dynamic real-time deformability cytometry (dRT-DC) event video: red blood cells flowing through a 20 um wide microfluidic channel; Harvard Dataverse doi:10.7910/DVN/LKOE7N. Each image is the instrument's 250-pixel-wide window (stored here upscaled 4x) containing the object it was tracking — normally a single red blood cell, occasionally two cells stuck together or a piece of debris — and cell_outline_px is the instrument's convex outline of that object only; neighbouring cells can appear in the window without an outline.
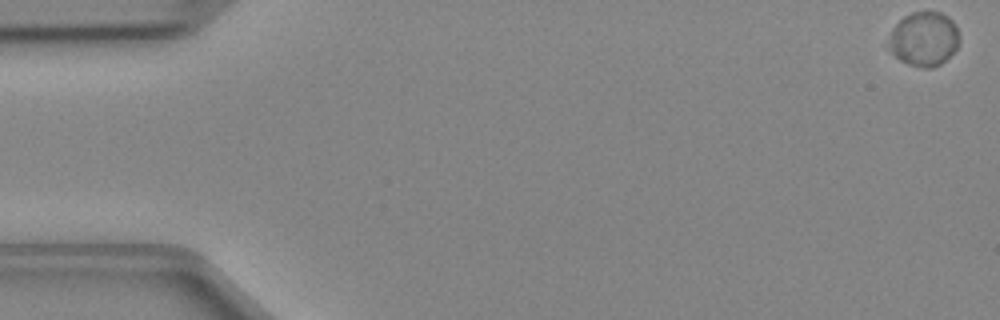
{"species": "Egyptian fruit bat (a non-hibernating species)", "species_latin": "Rousettus aegyptiacus", "temperature_condition": "cold", "stored_images_in_passage": 48, "camera_frame_rate_fps": 3000, "um_per_image_px": 0.085, "animal": {"sex": "female"}, "frame": {"image": 1, "passage_image": 1, "time_ms": 0.0, "image_size_px": [1000, 320], "cell_outline_px": [[960, 40], [956, 48], [940, 64], [932, 68], [920, 68], [908, 64], [900, 60], [888, 48], [888, 44], [892, 28], [904, 16], [912, 12], [940, 12], [948, 16], [956, 24], [960, 36]], "centroid_in_image_um": [78.55, 3.31], "position_along_channel_um": 6.5, "area_um2": 22.43}}
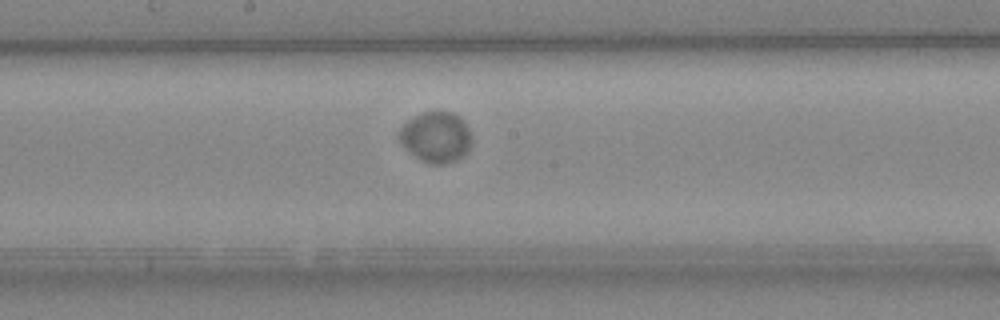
{"frame": {"image": 2, "passage_image": 26, "time_ms": 8.333, "image_size_px": [1000, 320], "cell_outline_px": [[472, 140], [464, 156], [456, 160], [444, 164], [432, 164], [420, 160], [400, 144], [396, 136], [400, 128], [408, 120], [424, 112], [452, 112], [464, 120], [472, 136]], "centroid_in_image_um": [37.04, 11.66], "position_along_channel_um": 211.2, "area_um2": 21.5}}
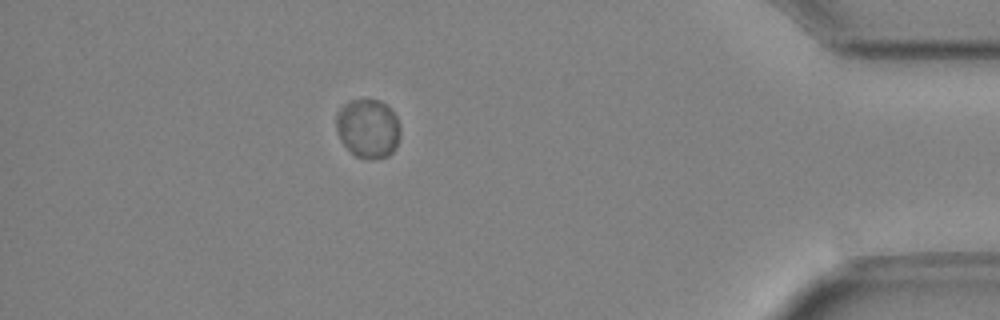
{"frame": {"image": 3, "passage_image": 43, "time_ms": 14.0, "image_size_px": [1000, 320], "cell_outline_px": [[400, 136], [396, 148], [388, 156], [372, 160], [356, 156], [344, 144], [336, 128], [336, 116], [340, 108], [348, 100], [380, 100], [392, 108], [396, 116], [400, 128]], "centroid_in_image_um": [31.31, 10.91], "position_along_channel_um": 403.9, "area_um2": 22.14}}